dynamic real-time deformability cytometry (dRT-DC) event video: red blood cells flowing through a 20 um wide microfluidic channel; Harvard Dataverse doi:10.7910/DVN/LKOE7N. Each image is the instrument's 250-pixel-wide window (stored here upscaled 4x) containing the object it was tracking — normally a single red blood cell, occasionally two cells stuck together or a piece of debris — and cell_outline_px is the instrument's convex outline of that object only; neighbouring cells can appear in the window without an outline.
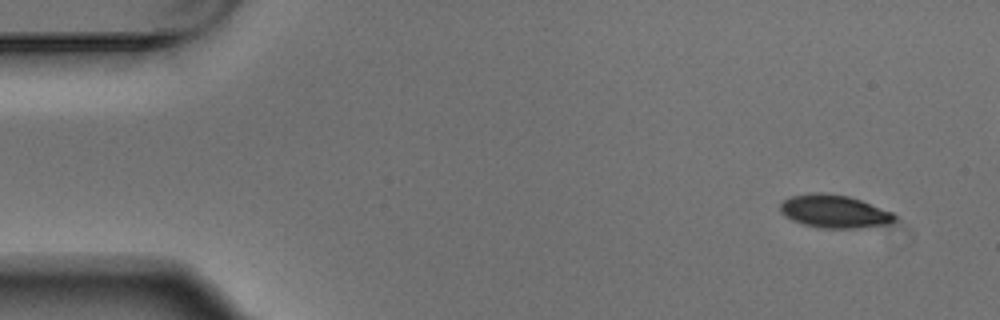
{"species": "Egyptian fruit bat (a non-hibernating species)", "species_latin": "Rousettus aegyptiacus", "temperature_condition": "warm", "stored_images_in_passage": 5, "camera_frame_rate_fps": 3000, "um_per_image_px": 0.085, "animal": {"sex": "male"}, "frame": {"image": 1, "passage_image": 1, "time_ms": 0.0, "image_size_px": [1000, 320], "cell_outline_px": [[896, 220], [888, 224], [856, 228], [820, 228], [804, 224], [792, 220], [784, 216], [780, 212], [780, 204], [784, 200], [792, 196], [812, 192], [824, 192], [848, 196], [860, 200], [892, 212], [896, 216]], "centroid_in_image_um": [70.89, 17.96], "position_along_channel_um": 14.1, "area_um2": 21.96}}
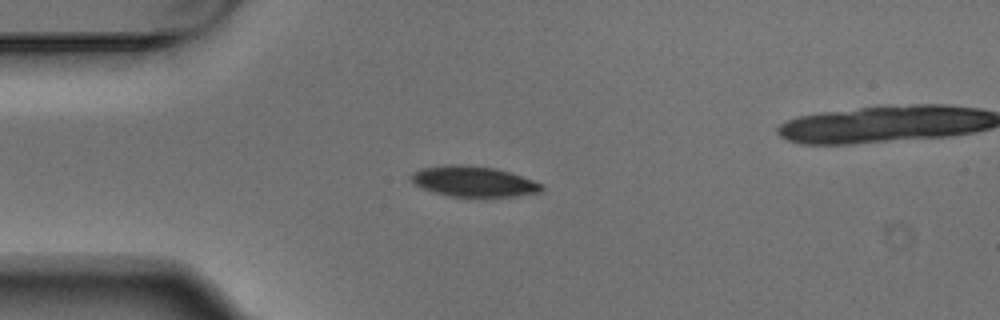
{"frame": {"image": 2, "passage_image": 3, "time_ms": 0.667, "image_size_px": [1000, 320], "cell_outline_px": [[544, 188], [540, 192], [516, 196], [476, 200], [448, 196], [420, 188], [412, 180], [412, 172], [420, 168], [448, 164], [468, 164], [496, 168], [544, 184]], "centroid_in_image_um": [40.26, 15.46], "position_along_channel_um": 44.7, "area_um2": 24.16}}
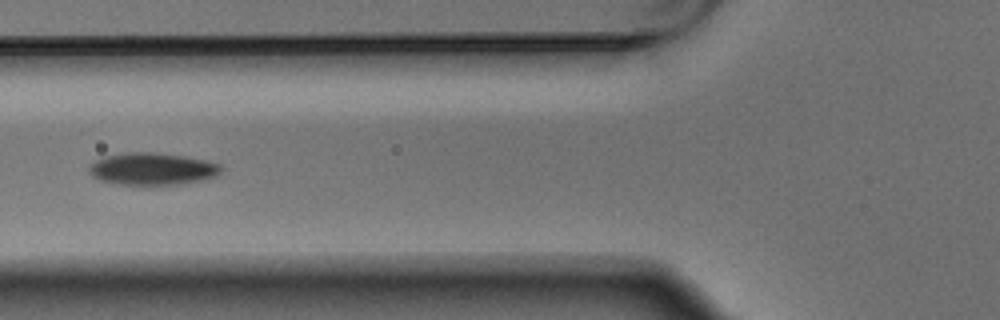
{"frame": {"image": 3, "passage_image": 5, "time_ms": 1.333, "image_size_px": [1000, 320], "cell_outline_px": [[224, 168], [216, 176], [204, 180], [156, 188], [116, 184], [100, 180], [92, 176], [88, 172], [88, 168], [96, 160], [104, 156], [124, 152], [152, 152], [184, 156], [204, 160], [220, 164]], "centroid_in_image_um": [12.94, 14.4], "position_along_channel_um": 112.9, "area_um2": 25.72}}